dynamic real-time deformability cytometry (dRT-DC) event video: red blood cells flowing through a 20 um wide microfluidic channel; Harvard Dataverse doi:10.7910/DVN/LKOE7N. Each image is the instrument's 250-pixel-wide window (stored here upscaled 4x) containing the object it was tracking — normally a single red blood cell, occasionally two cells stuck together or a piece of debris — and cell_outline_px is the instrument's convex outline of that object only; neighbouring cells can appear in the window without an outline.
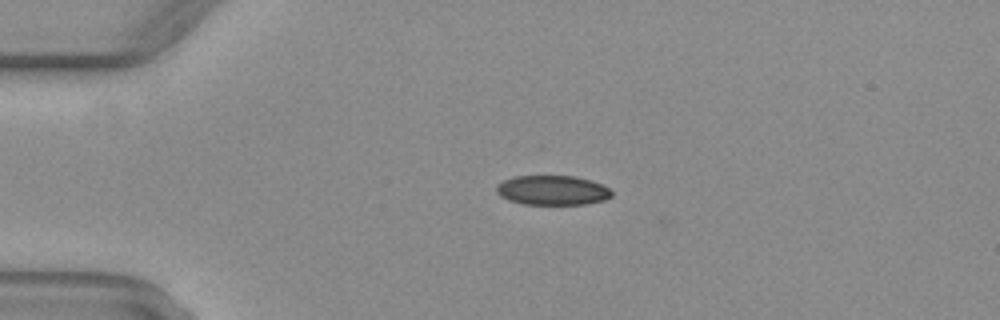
{"species": "common noctule bat (a hibernating species)", "species_latin": "Nyctalus noctula", "temperature_condition": "warm", "stored_images_in_passage": 37, "camera_frame_rate_fps": 3000, "um_per_image_px": 0.085, "animal": {"sex": "female", "body_mass_g": 29.2, "forearm_length_mm": 56.3}, "frame": {"image": 1, "passage_image": 1, "time_ms": 0.0, "image_size_px": [1000, 320], "cell_outline_px": [[612, 196], [604, 200], [588, 204], [524, 204], [508, 200], [500, 196], [496, 192], [496, 184], [512, 176], [576, 176], [592, 180], [608, 188], [612, 192]], "centroid_in_image_um": [46.94, 16.17], "position_along_channel_um": 38.1, "area_um2": 20.0}}
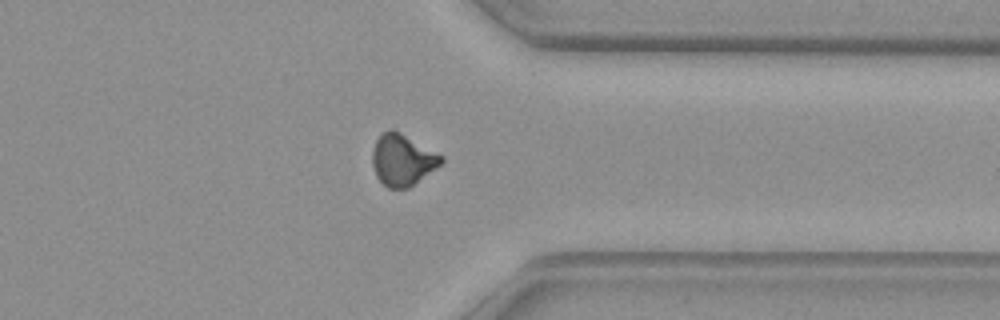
{"frame": {"image": 2, "passage_image": 29, "time_ms": 9.333, "image_size_px": [1000, 320], "cell_outline_px": [[444, 160], [436, 168], [408, 188], [388, 188], [376, 176], [372, 164], [372, 148], [376, 140], [384, 132], [392, 128], [400, 132], [444, 156]], "centroid_in_image_um": [34.2, 13.58], "position_along_channel_um": 377.2, "area_um2": 20.52}}
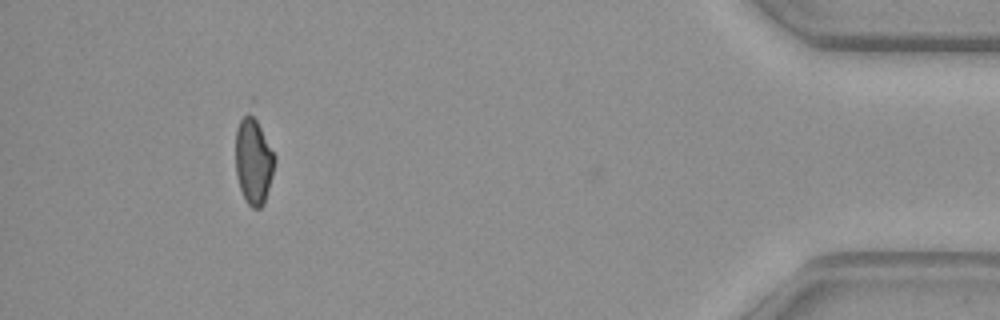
{"frame": {"image": 3, "passage_image": 36, "time_ms": 11.667, "image_size_px": [1000, 320], "cell_outline_px": [[276, 160], [272, 176], [264, 204], [260, 208], [252, 208], [244, 200], [240, 188], [236, 172], [236, 128], [240, 120], [244, 116], [252, 116], [256, 120], [276, 156]], "centroid_in_image_um": [21.55, 13.76], "position_along_channel_um": 413.6, "area_um2": 19.36}, "authors_computed_cell_mechanics": {"area_um2": 21.1548, "velocity_mm_per_s": 4.0933, "shape_relaxation_time_tau1_ms": null, "shape_relaxation_time_tau2_ms": 3.3205, "deformation_change_tau1": null, "deformation_change_tau2": 0.0681}}